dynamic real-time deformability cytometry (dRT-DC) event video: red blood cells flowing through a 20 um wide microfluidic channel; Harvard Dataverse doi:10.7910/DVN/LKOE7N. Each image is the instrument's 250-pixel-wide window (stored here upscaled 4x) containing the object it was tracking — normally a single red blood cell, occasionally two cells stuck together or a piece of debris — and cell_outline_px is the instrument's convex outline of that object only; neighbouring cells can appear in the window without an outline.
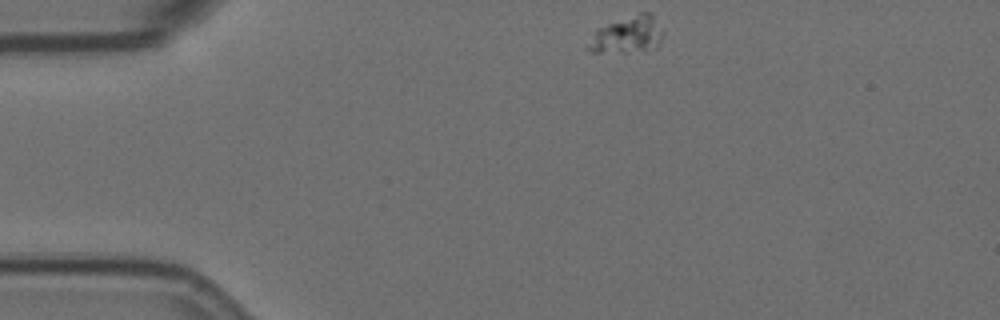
{"species": "Egyptian fruit bat (a non-hibernating species)", "species_latin": "Rousettus aegyptiacus", "temperature_condition": "room temperature", "stored_images_in_passage": 49, "camera_frame_rate_fps": 3000, "um_per_image_px": 0.085, "animal": {"sex": "female"}, "frame": {"image": 1, "passage_image": 1, "time_ms": 0.0, "image_size_px": [1000, 320], "cell_outline_px": [[664, 36], [656, 48], [644, 52], [588, 52], [584, 48], [596, 28], [640, 12], [648, 12], [652, 16], [664, 32]], "centroid_in_image_um": [53.3, 3.0], "position_along_channel_um": 31.7, "area_um2": 16.42}}
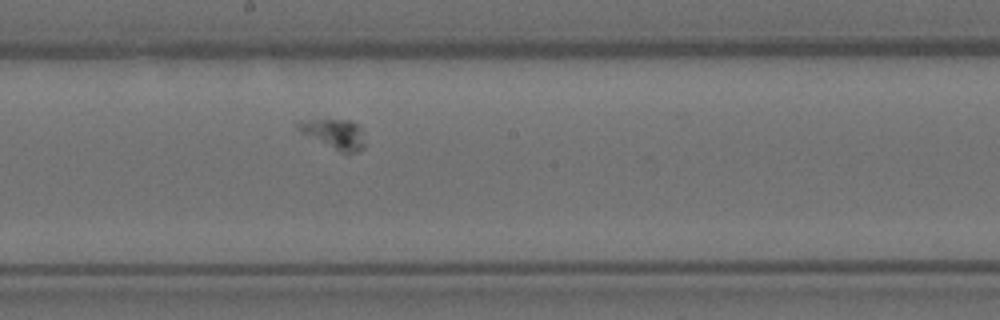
{"frame": {"image": 2, "passage_image": 22, "time_ms": 7.0, "image_size_px": [1000, 320], "cell_outline_px": [[364, 148], [356, 152], [340, 152], [300, 132], [296, 124], [300, 120], [352, 120], [360, 128], [364, 144]], "centroid_in_image_um": [28.41, 11.38], "position_along_channel_um": 219.8, "area_um2": 11.27}}
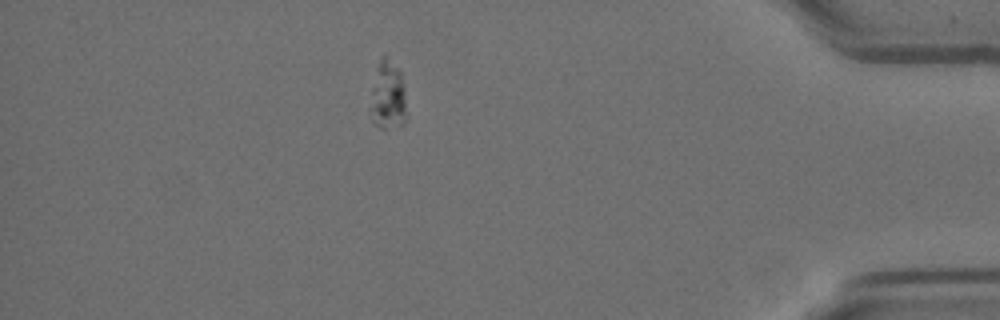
{"frame": {"image": 3, "passage_image": 42, "time_ms": 13.667, "image_size_px": [1000, 320], "cell_outline_px": [[408, 116], [404, 124], [384, 128], [380, 128], [372, 120], [368, 112], [368, 108], [372, 88], [380, 56], [384, 56], [400, 72], [404, 88]], "centroid_in_image_um": [32.96, 8.21], "position_along_channel_um": 402.2, "area_um2": 14.62}}